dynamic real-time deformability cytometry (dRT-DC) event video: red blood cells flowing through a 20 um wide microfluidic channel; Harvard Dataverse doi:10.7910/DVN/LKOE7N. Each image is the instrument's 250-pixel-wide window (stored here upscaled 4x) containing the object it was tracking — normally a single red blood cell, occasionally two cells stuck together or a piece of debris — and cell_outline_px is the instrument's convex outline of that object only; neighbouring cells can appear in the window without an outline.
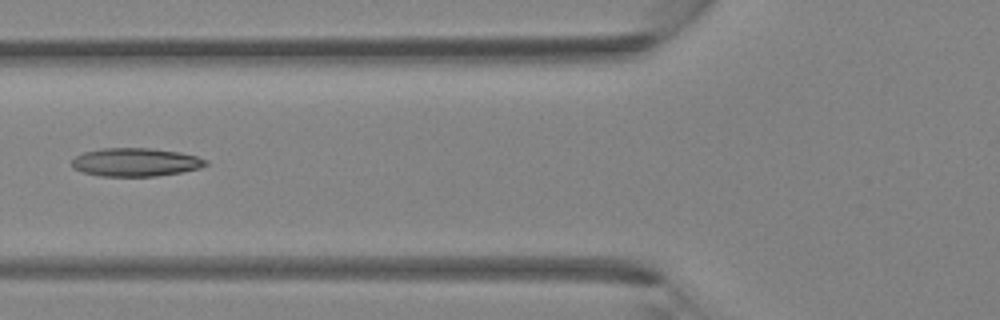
{"species": "Egyptian fruit bat (a non-hibernating species)", "species_latin": "Rousettus aegyptiacus", "temperature_condition": "room temperature", "stored_images_in_passage": 5, "camera_frame_rate_fps": 3000, "um_per_image_px": 0.085, "animal": {"sex": "female"}, "frame": {"image": 1, "passage_image": 5, "time_ms": 1.333, "image_size_px": [1000, 320], "cell_outline_px": [[208, 164], [200, 168], [180, 172], [156, 176], [100, 176], [84, 172], [72, 168], [72, 160], [76, 156], [84, 152], [104, 148], [148, 148], [180, 152], [196, 156], [208, 160]], "centroid_in_image_um": [11.53, 13.78], "position_along_channel_um": 114.3, "area_um2": 22.02}}